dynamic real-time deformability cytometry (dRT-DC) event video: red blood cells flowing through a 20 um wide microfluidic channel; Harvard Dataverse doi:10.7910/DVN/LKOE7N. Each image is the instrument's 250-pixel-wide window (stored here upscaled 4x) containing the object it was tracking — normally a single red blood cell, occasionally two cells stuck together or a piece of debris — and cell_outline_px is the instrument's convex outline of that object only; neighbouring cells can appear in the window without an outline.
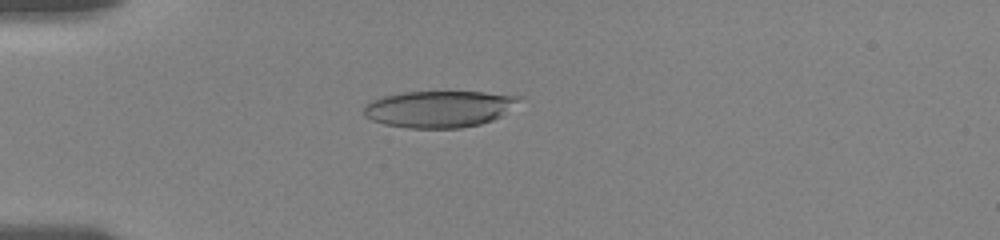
{"species": "human", "species_latin": "Homo sapiens", "temperature_condition": "room temperature", "stored_images_in_passage": 28, "camera_frame_rate_fps": 3000, "um_per_image_px": 0.085, "donor": {"sex": "female"}, "frame": {"image": 1, "passage_image": 9, "time_ms": 5.0, "image_size_px": [1000, 240], "cell_outline_px": [[524, 96], [520, 100], [500, 116], [492, 120], [480, 124], [460, 128], [408, 128], [384, 124], [372, 120], [364, 116], [364, 104], [372, 100], [384, 96], [404, 92], [484, 92]], "centroid_in_image_um": [37.3, 9.26], "position_along_channel_um": 47.7, "area_um2": 33.06}}
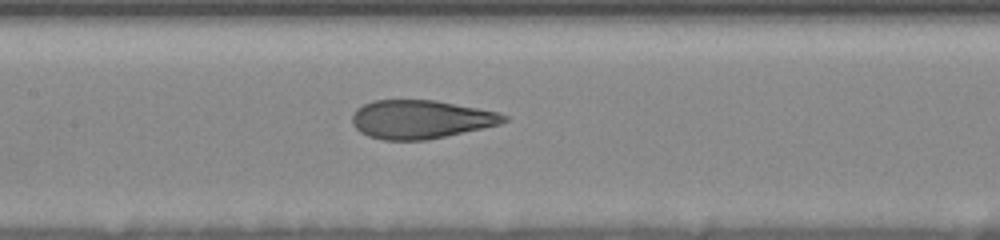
{"frame": {"image": 2, "passage_image": 17, "time_ms": 9.0, "image_size_px": [1000, 240], "cell_outline_px": [[508, 120], [500, 124], [444, 136], [424, 140], [384, 140], [368, 136], [360, 132], [352, 124], [352, 116], [356, 108], [372, 100], [436, 100], [500, 112], [508, 116]], "centroid_in_image_um": [35.75, 10.13], "position_along_channel_um": 171.7, "area_um2": 34.04}}
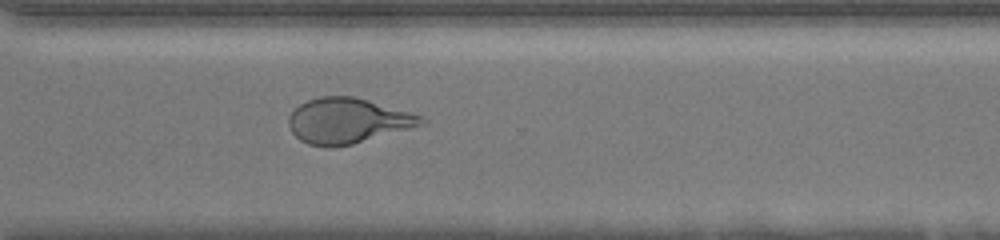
{"frame": {"image": 3, "passage_image": 28, "time_ms": 13.667, "image_size_px": [1000, 240], "cell_outline_px": [[428, 124], [352, 144], [332, 148], [328, 148], [308, 144], [300, 140], [292, 132], [288, 124], [288, 116], [300, 104], [308, 100], [320, 96], [352, 96], [368, 100], [408, 112], [420, 116], [428, 120]], "centroid_in_image_um": [29.55, 10.28], "position_along_channel_um": 341.1, "area_um2": 35.03}}